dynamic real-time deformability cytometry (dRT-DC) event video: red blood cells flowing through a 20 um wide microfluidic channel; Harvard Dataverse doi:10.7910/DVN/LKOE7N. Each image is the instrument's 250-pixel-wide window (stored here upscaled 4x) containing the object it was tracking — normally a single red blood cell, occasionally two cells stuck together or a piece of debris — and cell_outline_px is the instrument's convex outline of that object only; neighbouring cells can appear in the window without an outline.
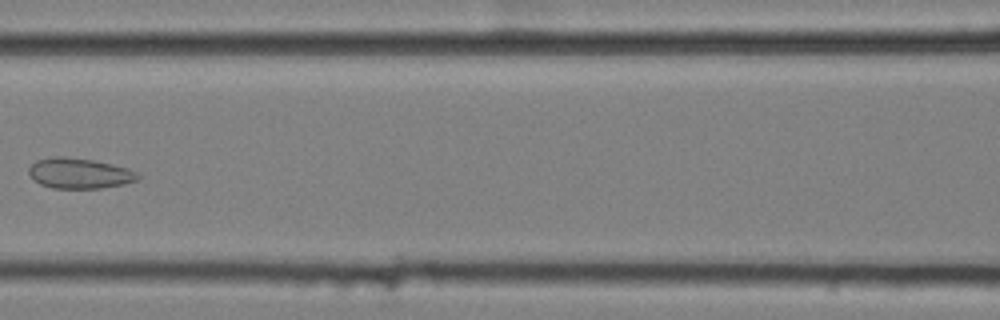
{"species": "common noctule bat (a hibernating species)", "species_latin": "Nyctalus noctula", "temperature_condition": "cold", "stored_images_in_passage": 11, "camera_frame_rate_fps": 3000, "um_per_image_px": 0.085, "animal": {"sex": "female", "body_mass_g": 25.1}, "frame": {"image": 1, "passage_image": 7, "time_ms": 2.0, "image_size_px": [1000, 320], "cell_outline_px": [[140, 180], [124, 184], [100, 188], [52, 188], [40, 184], [32, 180], [28, 172], [28, 168], [36, 160], [52, 156], [64, 156], [92, 160], [112, 164], [128, 168], [136, 172], [140, 176]], "centroid_in_image_um": [6.73, 14.73], "position_along_channel_um": 159.9, "area_um2": 19.54}}
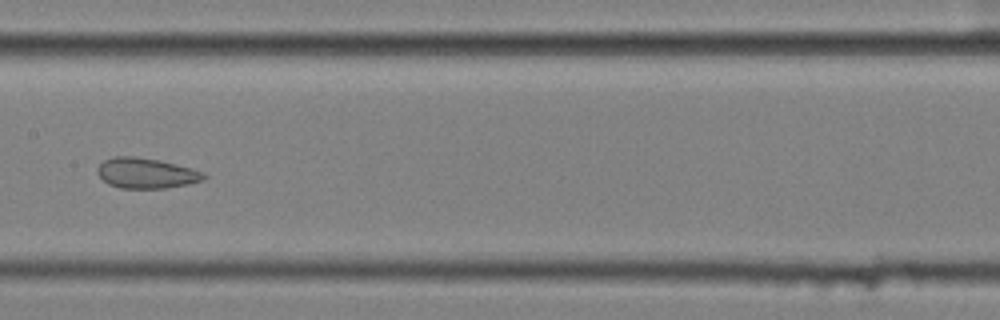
{"frame": {"image": 2, "passage_image": 8, "time_ms": 2.333, "image_size_px": [1000, 320], "cell_outline_px": [[208, 176], [204, 180], [188, 184], [168, 188], [120, 188], [108, 184], [96, 172], [96, 168], [104, 160], [112, 156], [136, 156], [160, 160], [192, 168], [204, 172]], "centroid_in_image_um": [12.44, 14.71], "position_along_channel_um": 195.0, "area_um2": 19.07}}
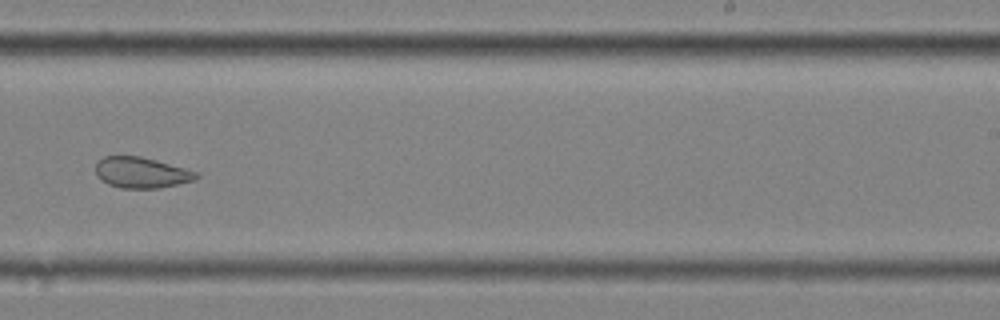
{"frame": {"image": 3, "passage_image": 10, "time_ms": 3.0, "image_size_px": [1000, 320], "cell_outline_px": [[200, 176], [196, 180], [160, 188], [120, 188], [108, 184], [96, 176], [96, 160], [104, 156], [140, 156], [156, 160], [200, 172]], "centroid_in_image_um": [12.04, 14.67], "position_along_channel_um": 277.0, "area_um2": 18.32}}